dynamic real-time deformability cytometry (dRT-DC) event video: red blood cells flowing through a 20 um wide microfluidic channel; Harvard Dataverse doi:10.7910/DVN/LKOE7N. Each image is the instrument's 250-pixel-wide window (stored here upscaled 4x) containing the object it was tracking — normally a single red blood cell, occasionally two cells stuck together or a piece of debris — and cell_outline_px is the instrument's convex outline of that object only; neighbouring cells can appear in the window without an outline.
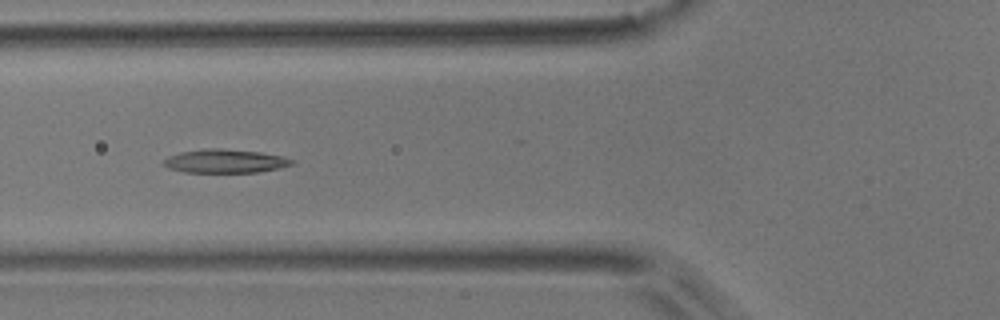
{"species": "common noctule bat (a hibernating species)", "species_latin": "Nyctalus noctula", "temperature_condition": "room temperature", "stored_images_in_passage": 8, "camera_frame_rate_fps": 3000, "um_per_image_px": 0.085, "animal": {"sex": "male", "body_mass_g": 17.9}, "frame": {"image": 1, "passage_image": 4, "time_ms": 4.333, "image_size_px": [1000, 320], "cell_outline_px": [[292, 164], [280, 168], [256, 172], [184, 172], [168, 168], [164, 164], [164, 160], [168, 156], [180, 152], [208, 148], [220, 148], [260, 152], [280, 156], [292, 160]], "centroid_in_image_um": [19.09, 13.69], "position_along_channel_um": 106.7, "area_um2": 17.4}}
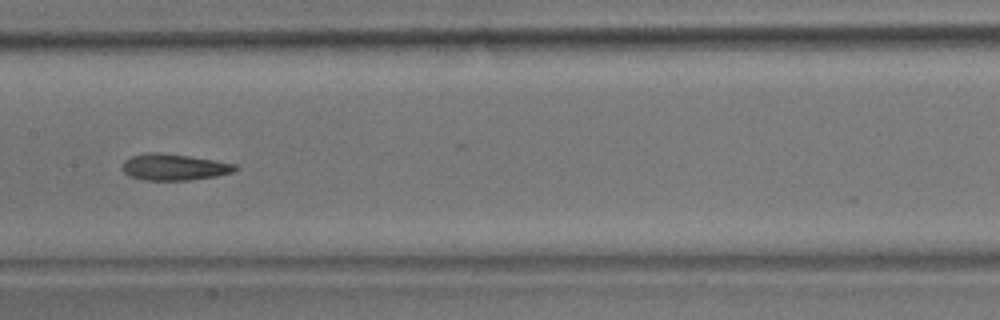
{"frame": {"image": 2, "passage_image": 6, "time_ms": 6.667, "image_size_px": [1000, 320], "cell_outline_px": [[240, 168], [232, 172], [216, 176], [188, 180], [144, 180], [128, 176], [120, 168], [124, 160], [132, 156], [152, 152], [160, 152], [188, 156], [236, 164]], "centroid_in_image_um": [14.76, 14.21], "position_along_channel_um": 192.6, "area_um2": 17.34}}
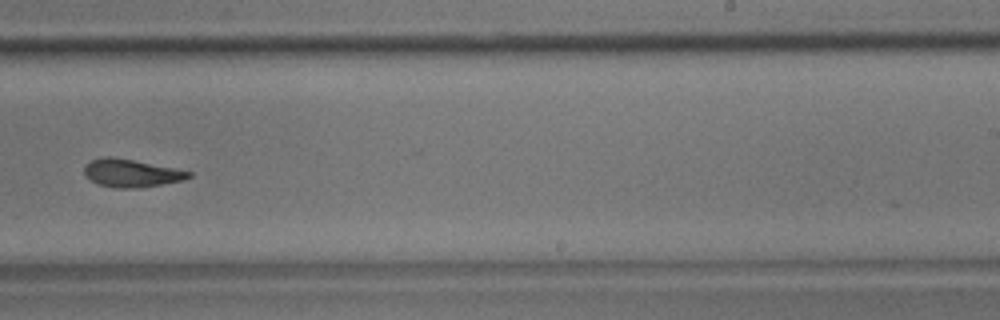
{"frame": {"image": 3, "passage_image": 8, "time_ms": 9.0, "image_size_px": [1000, 320], "cell_outline_px": [[192, 176], [184, 180], [136, 188], [116, 188], [100, 184], [84, 176], [84, 164], [92, 160], [104, 156], [108, 156], [132, 160], [192, 172]], "centroid_in_image_um": [11.12, 14.71], "position_along_channel_um": 277.9, "area_um2": 16.65}}